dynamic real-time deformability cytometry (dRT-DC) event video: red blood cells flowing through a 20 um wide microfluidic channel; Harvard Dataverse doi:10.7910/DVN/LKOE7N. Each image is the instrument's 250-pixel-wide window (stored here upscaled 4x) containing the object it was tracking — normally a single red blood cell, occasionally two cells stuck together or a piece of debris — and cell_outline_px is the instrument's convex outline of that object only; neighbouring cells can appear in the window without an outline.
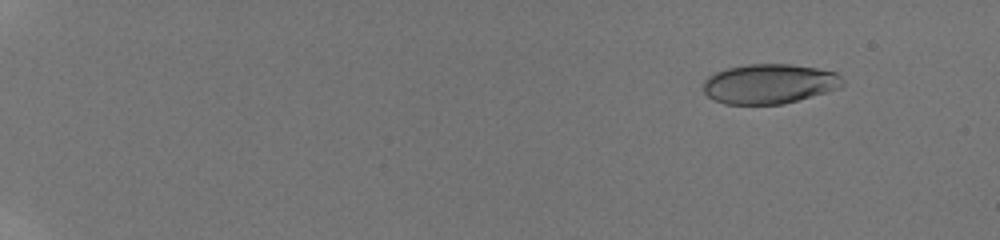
{"species": "human", "species_latin": "Homo sapiens", "temperature_condition": "room temperature", "stored_images_in_passage": 42, "camera_frame_rate_fps": 3000, "um_per_image_px": 0.085, "donor": {"sex": "male"}, "frame": {"image": 1, "passage_image": 3, "time_ms": 1.0, "image_size_px": [1000, 240], "cell_outline_px": [[844, 84], [840, 88], [828, 92], [784, 104], [724, 104], [712, 100], [704, 92], [704, 80], [708, 76], [716, 72], [728, 68], [748, 64], [788, 64], [816, 68], [836, 72], [844, 80]], "centroid_in_image_um": [65.41, 7.13], "position_along_channel_um": 19.6, "area_um2": 32.43}}
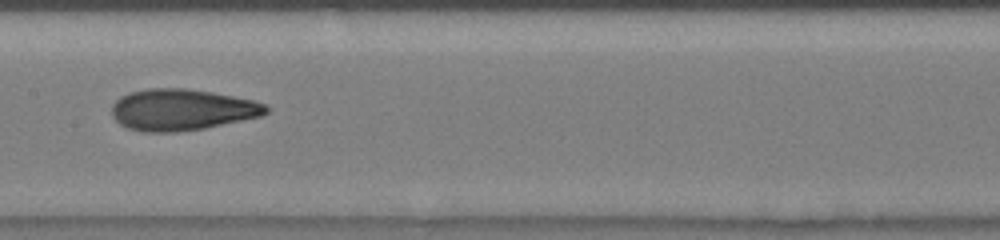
{"frame": {"image": 2, "passage_image": 22, "time_ms": 10.0, "image_size_px": [1000, 240], "cell_outline_px": [[268, 112], [260, 116], [204, 128], [176, 132], [144, 132], [128, 128], [120, 124], [112, 116], [112, 104], [120, 96], [128, 92], [148, 88], [184, 88], [212, 92], [252, 100], [264, 104], [268, 108]], "centroid_in_image_um": [15.4, 9.32], "position_along_channel_um": 192.0, "area_um2": 37.05}}
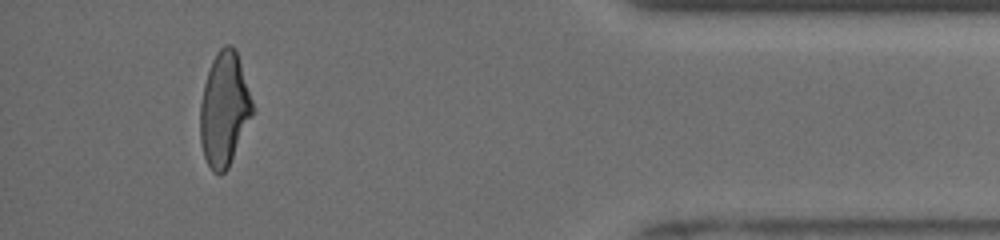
{"frame": {"image": 3, "passage_image": 39, "time_ms": 16.667, "image_size_px": [1000, 240], "cell_outline_px": [[252, 116], [228, 168], [220, 176], [212, 172], [204, 156], [200, 140], [200, 104], [204, 84], [212, 60], [216, 52], [224, 44], [228, 44], [236, 48], [252, 100]], "centroid_in_image_um": [19.05, 9.29], "position_along_channel_um": 416.2, "area_um2": 34.62}, "authors_computed_cell_mechanics": {"area_um2": 35.0557, "velocity_mm_per_s": 3.9221, "shape_relaxation_time_tau1_ms": 5.827, "shape_relaxation_time_tau2_ms": 1.1846, "deformation_change_tau1": 0.1927, "deformation_change_tau2": 0.0762}}